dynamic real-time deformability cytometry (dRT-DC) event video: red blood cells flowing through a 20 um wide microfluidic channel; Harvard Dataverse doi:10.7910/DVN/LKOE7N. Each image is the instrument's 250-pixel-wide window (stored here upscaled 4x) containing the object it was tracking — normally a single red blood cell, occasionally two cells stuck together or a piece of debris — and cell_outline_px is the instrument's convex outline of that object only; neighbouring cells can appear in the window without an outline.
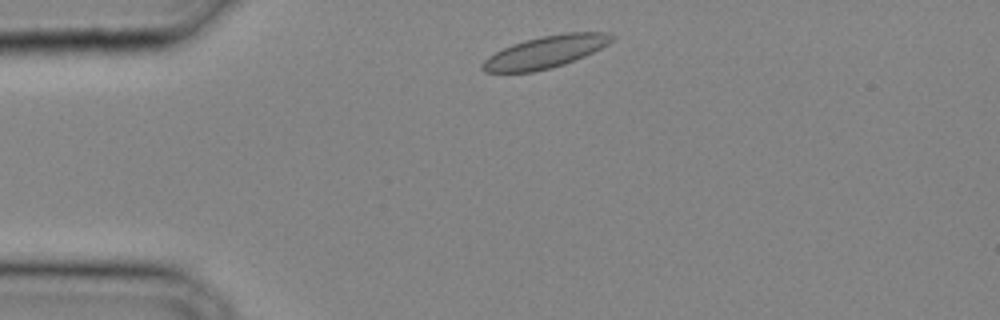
{"species": "common noctule bat (a hibernating species)", "species_latin": "Nyctalus noctula", "temperature_condition": "cold", "stored_images_in_passage": 23, "camera_frame_rate_fps": 3000, "um_per_image_px": 0.085, "animal": {"sex": "male", "body_mass_g": 20.4}, "frame": {"image": 1, "passage_image": 2, "time_ms": 0.333, "image_size_px": [1000, 320], "cell_outline_px": [[616, 36], [608, 44], [584, 56], [564, 64], [552, 68], [532, 72], [484, 72], [480, 68], [480, 64], [488, 56], [512, 44], [524, 40], [540, 36], [564, 32], [608, 32]], "centroid_in_image_um": [46.35, 4.41], "position_along_channel_um": 38.6, "area_um2": 24.28}}
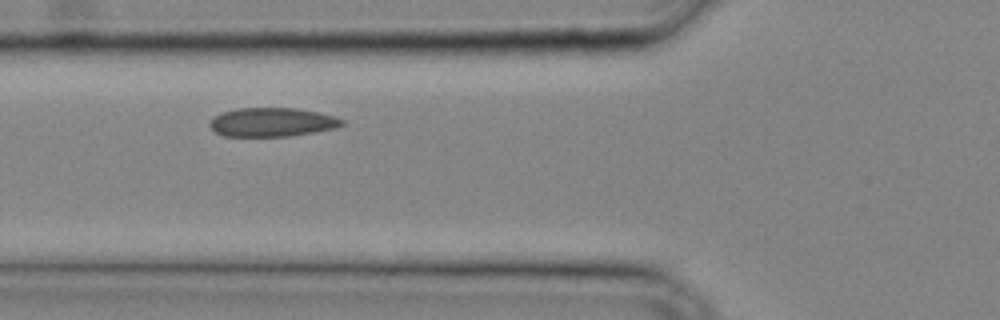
{"frame": {"image": 2, "passage_image": 7, "time_ms": 2.0, "image_size_px": [1000, 320], "cell_outline_px": [[344, 124], [336, 128], [316, 132], [292, 136], [224, 136], [216, 132], [208, 124], [220, 112], [236, 108], [296, 108], [336, 116], [344, 120]], "centroid_in_image_um": [23.15, 10.38], "position_along_channel_um": 102.6, "area_um2": 22.31}}
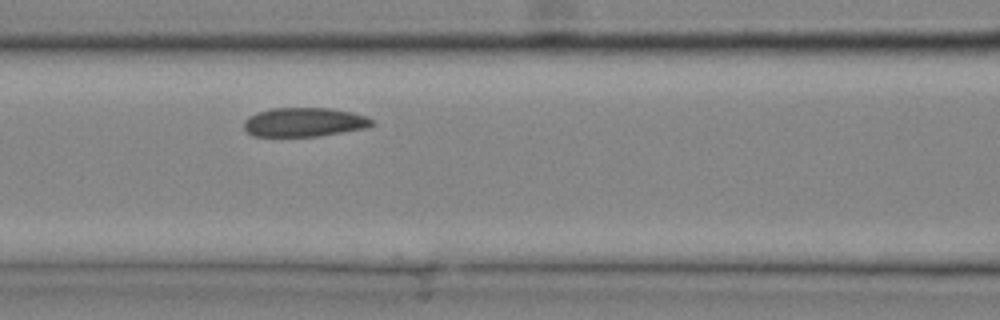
{"frame": {"image": 3, "passage_image": 9, "time_ms": 2.667, "image_size_px": [1000, 320], "cell_outline_px": [[376, 124], [368, 128], [316, 136], [252, 136], [244, 128], [244, 120], [248, 116], [272, 108], [332, 108], [352, 112], [376, 120]], "centroid_in_image_um": [25.9, 10.38], "position_along_channel_um": 140.7, "area_um2": 21.73}}